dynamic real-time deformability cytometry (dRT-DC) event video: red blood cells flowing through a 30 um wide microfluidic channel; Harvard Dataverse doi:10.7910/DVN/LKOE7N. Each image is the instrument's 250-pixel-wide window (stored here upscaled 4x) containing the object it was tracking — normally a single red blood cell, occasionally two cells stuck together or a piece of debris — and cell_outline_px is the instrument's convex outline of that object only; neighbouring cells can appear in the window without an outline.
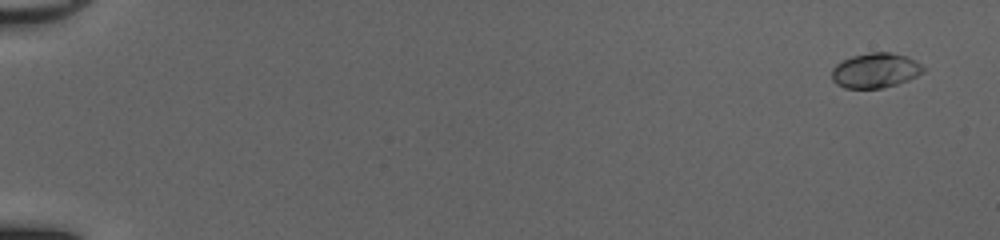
{"species": "common noctule bat (a hibernating species)", "species_latin": "Nyctalus noctula", "temperature_condition": "cold", "stored_images_in_passage": 52, "camera_frame_rate_fps": 3000, "um_per_image_px": 0.085, "animal": {"sex": "female", "body_mass_g": 20.0, "forearm_length_mm": 54.0}, "frame": {"image": 1, "passage_image": 3, "time_ms": 0.667, "image_size_px": [1000, 240], "cell_outline_px": [[928, 68], [924, 72], [908, 80], [896, 84], [880, 88], [844, 88], [836, 84], [832, 80], [832, 68], [836, 64], [852, 56], [868, 52], [892, 52], [908, 56], [916, 60]], "centroid_in_image_um": [74.44, 5.97], "position_along_channel_um": 10.6, "area_um2": 18.84}}
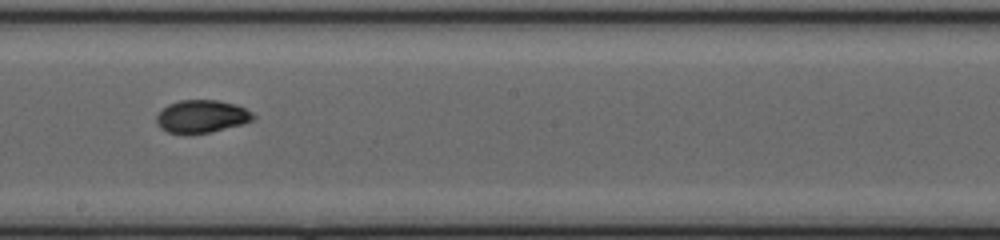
{"frame": {"image": 2, "passage_image": 32, "time_ms": 10.333, "image_size_px": [1000, 240], "cell_outline_px": [[256, 120], [244, 124], [212, 132], [168, 132], [160, 128], [156, 120], [156, 116], [168, 104], [180, 100], [216, 100], [236, 104], [252, 112], [256, 116]], "centroid_in_image_um": [17.21, 9.88], "position_along_channel_um": 231.0, "area_um2": 18.32}}
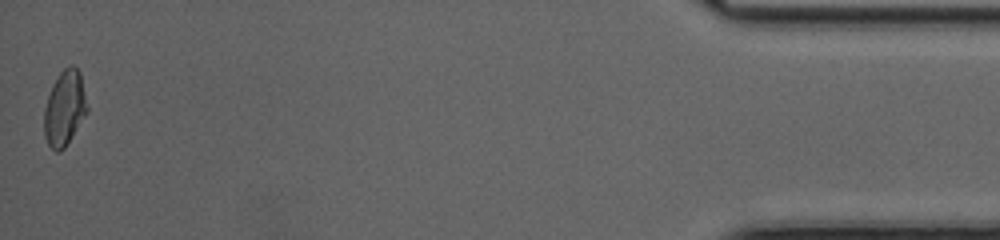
{"frame": {"image": 3, "passage_image": 52, "time_ms": 17.0, "image_size_px": [1000, 240], "cell_outline_px": [[88, 112], [64, 148], [60, 152], [56, 152], [48, 144], [44, 136], [44, 108], [52, 84], [60, 72], [68, 64], [72, 64], [80, 72], [88, 108]], "centroid_in_image_um": [5.49, 9.18], "position_along_channel_um": 429.7, "area_um2": 18.9}, "authors_computed_cell_mechanics": {"area_um2": 18.3226, "velocity_mm_per_s": 4.1826, "shape_relaxation_time_tau1_ms": 4.8349, "shape_relaxation_time_tau2_ms": 0.9878, "deformation_change_tau1": 0.1701, "deformation_change_tau2": 0.0413}}